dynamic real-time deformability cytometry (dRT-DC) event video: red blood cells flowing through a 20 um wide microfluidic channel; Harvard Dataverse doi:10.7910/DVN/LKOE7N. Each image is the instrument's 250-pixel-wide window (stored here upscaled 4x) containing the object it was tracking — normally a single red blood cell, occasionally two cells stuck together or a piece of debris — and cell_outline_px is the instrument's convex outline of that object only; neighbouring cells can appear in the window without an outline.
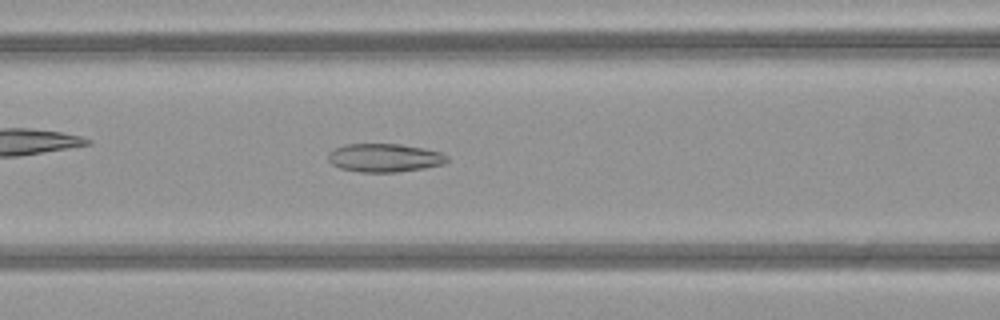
{"species": "common noctule bat (a hibernating species)", "species_latin": "Nyctalus noctula", "temperature_condition": "warm", "stored_images_in_passage": 50, "camera_frame_rate_fps": 3000, "um_per_image_px": 0.085, "animal": {"sex": "female", "body_mass_g": 21.9}, "frame": {"image": 1, "passage_image": 21, "time_ms": 6.667, "image_size_px": [1000, 320], "cell_outline_px": [[448, 160], [444, 164], [424, 168], [396, 172], [360, 172], [340, 168], [332, 164], [328, 160], [328, 152], [344, 144], [400, 144], [424, 148], [440, 152], [448, 156]], "centroid_in_image_um": [32.68, 13.41], "position_along_channel_um": 133.9, "area_um2": 19.71}}
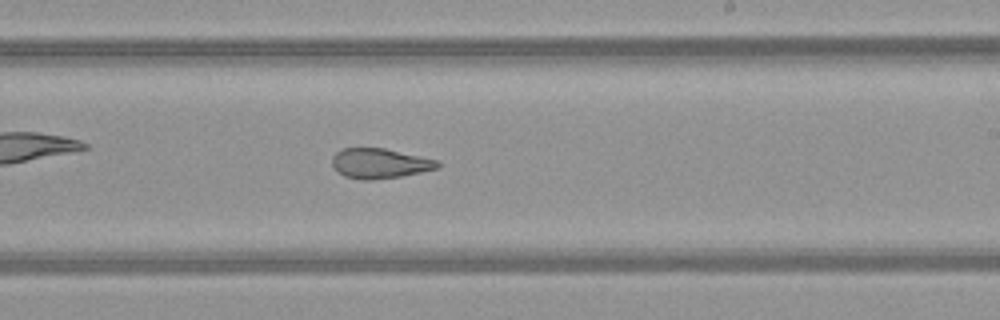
{"frame": {"image": 2, "passage_image": 30, "time_ms": 9.667, "image_size_px": [1000, 320], "cell_outline_px": [[440, 168], [400, 176], [372, 180], [360, 180], [344, 176], [332, 164], [332, 156], [340, 148], [384, 148], [420, 156], [436, 160], [440, 164]], "centroid_in_image_um": [32.26, 13.88], "position_along_channel_um": 256.7, "area_um2": 18.32}}
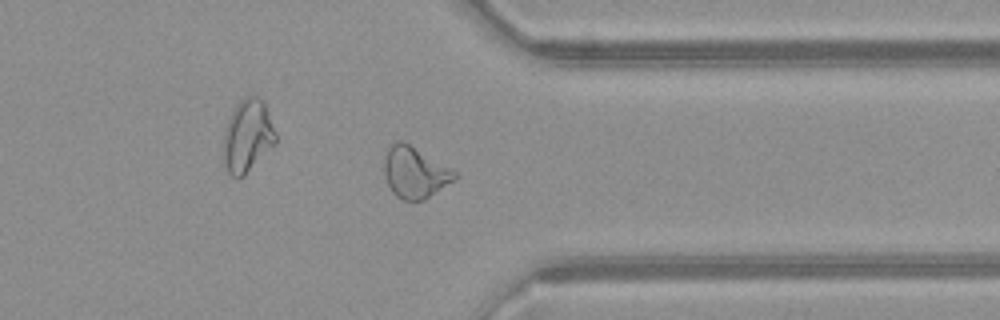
{"frame": {"image": 3, "passage_image": 39, "time_ms": 12.667, "image_size_px": [1000, 320], "cell_outline_px": [[460, 176], [424, 200], [404, 200], [396, 196], [392, 192], [388, 184], [384, 172], [384, 156], [388, 144], [396, 140], [404, 140], [460, 172]], "centroid_in_image_um": [35.28, 14.6], "position_along_channel_um": 376.1, "area_um2": 21.68}, "authors_computed_cell_mechanics": {"area_um2": 23.3512, "velocity_mm_per_s": 4.0971, "shape_relaxation_time_tau1_ms": null, "shape_relaxation_time_tau2_ms": 2.1291, "deformation_change_tau1": null, "deformation_change_tau2": 0.1069}}